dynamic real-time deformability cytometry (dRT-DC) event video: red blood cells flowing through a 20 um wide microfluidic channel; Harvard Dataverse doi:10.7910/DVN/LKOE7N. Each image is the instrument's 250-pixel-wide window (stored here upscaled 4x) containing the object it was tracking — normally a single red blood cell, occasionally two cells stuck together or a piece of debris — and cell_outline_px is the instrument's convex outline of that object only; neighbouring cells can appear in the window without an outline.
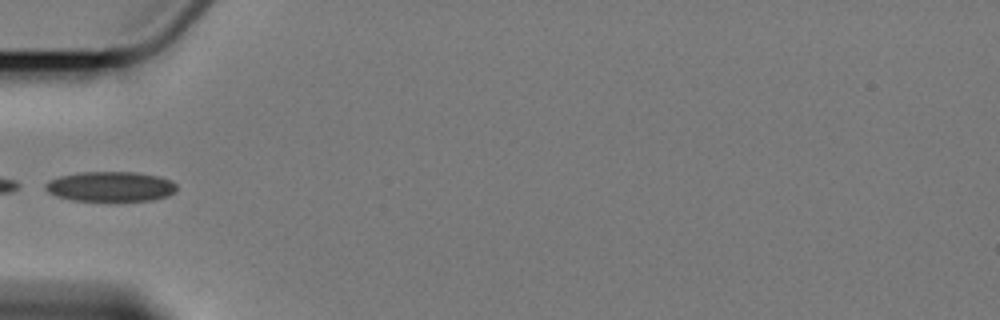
{"species": "Egyptian fruit bat (a non-hibernating species)", "species_latin": "Rousettus aegyptiacus", "temperature_condition": "cold", "stored_images_in_passage": 8, "camera_frame_rate_fps": 3000, "um_per_image_px": 0.085, "animal": {"sex": "female"}, "frame": {"image": 1, "passage_image": 6, "time_ms": 6.0, "image_size_px": [1000, 320], "cell_outline_px": [[176, 192], [168, 196], [152, 200], [116, 204], [72, 200], [56, 196], [48, 192], [44, 188], [44, 184], [48, 180], [60, 176], [80, 172], [136, 172], [160, 176], [176, 184]], "centroid_in_image_um": [9.39, 15.91], "position_along_channel_um": 75.6, "area_um2": 24.04}}
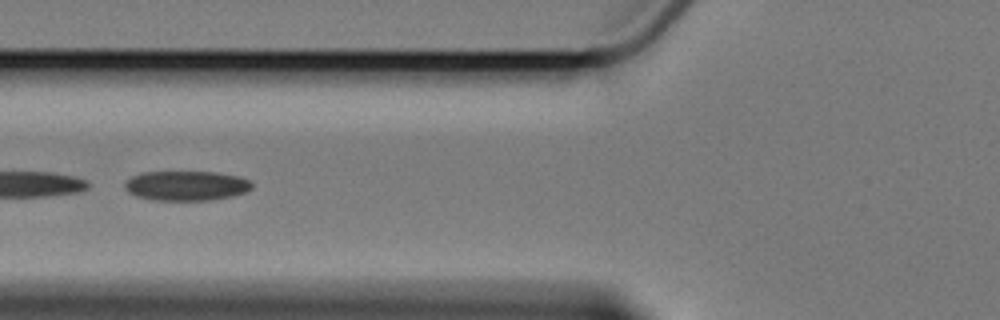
{"frame": {"image": 2, "passage_image": 7, "time_ms": 7.0, "image_size_px": [1000, 320], "cell_outline_px": [[252, 188], [248, 192], [232, 196], [208, 200], [152, 200], [136, 196], [128, 192], [124, 188], [124, 184], [132, 176], [140, 172], [216, 172], [240, 176], [252, 180]], "centroid_in_image_um": [15.86, 15.78], "position_along_channel_um": 109.9, "area_um2": 22.25}}
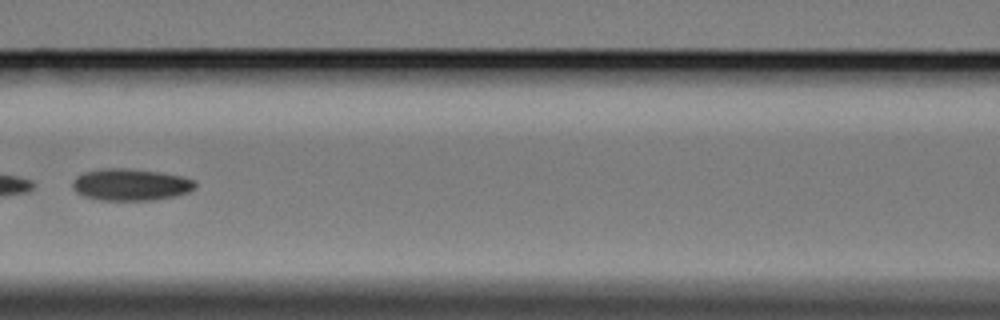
{"frame": {"image": 3, "passage_image": 8, "time_ms": 8.333, "image_size_px": [1000, 320], "cell_outline_px": [[196, 188], [188, 192], [176, 196], [152, 200], [100, 200], [84, 196], [76, 192], [72, 188], [72, 180], [76, 176], [84, 172], [104, 168], [132, 168], [160, 172], [180, 176], [196, 180]], "centroid_in_image_um": [11.1, 15.69], "position_along_channel_um": 155.5, "area_um2": 23.0}}